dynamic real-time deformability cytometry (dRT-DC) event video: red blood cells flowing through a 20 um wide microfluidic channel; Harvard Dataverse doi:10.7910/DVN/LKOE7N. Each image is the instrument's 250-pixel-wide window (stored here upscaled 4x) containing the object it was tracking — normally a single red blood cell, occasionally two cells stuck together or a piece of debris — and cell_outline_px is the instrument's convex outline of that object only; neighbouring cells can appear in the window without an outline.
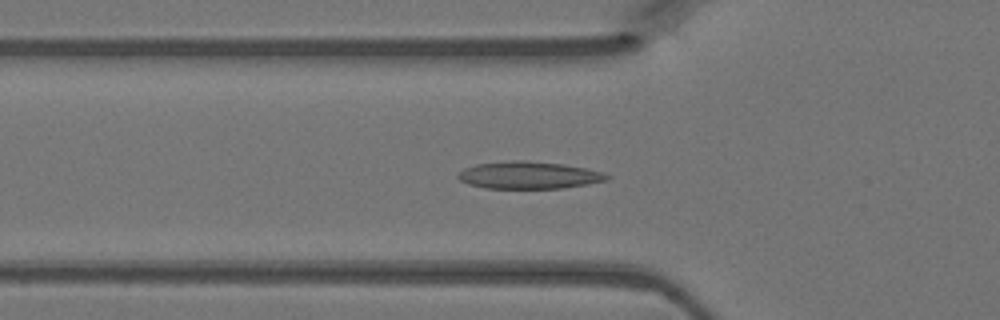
{"species": "Egyptian fruit bat (a non-hibernating species)", "species_latin": "Rousettus aegyptiacus", "temperature_condition": "warm", "stored_images_in_passage": 47, "camera_frame_rate_fps": 3000, "um_per_image_px": 0.085, "animal": {"sex": "female"}, "frame": {"image": 1, "passage_image": 15, "time_ms": 4.667, "image_size_px": [1000, 320], "cell_outline_px": [[612, 176], [608, 180], [588, 184], [560, 188], [484, 188], [468, 184], [460, 180], [456, 176], [464, 168], [476, 164], [512, 160], [524, 160], [564, 164], [604, 172]], "centroid_in_image_um": [44.96, 14.89], "position_along_channel_um": 80.8, "area_um2": 23.7}}
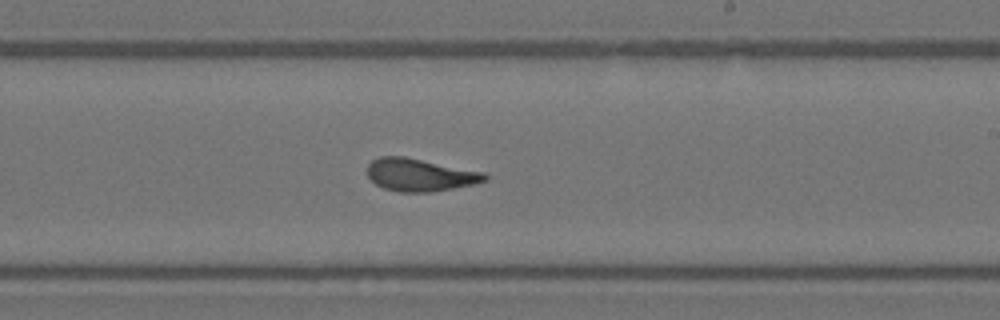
{"frame": {"image": 2, "passage_image": 27, "time_ms": 8.667, "image_size_px": [1000, 320], "cell_outline_px": [[488, 180], [476, 184], [432, 192], [400, 192], [384, 188], [376, 184], [368, 176], [368, 164], [372, 160], [380, 156], [404, 156], [484, 172], [488, 176]], "centroid_in_image_um": [35.72, 14.87], "position_along_channel_um": 253.3, "area_um2": 22.37}}
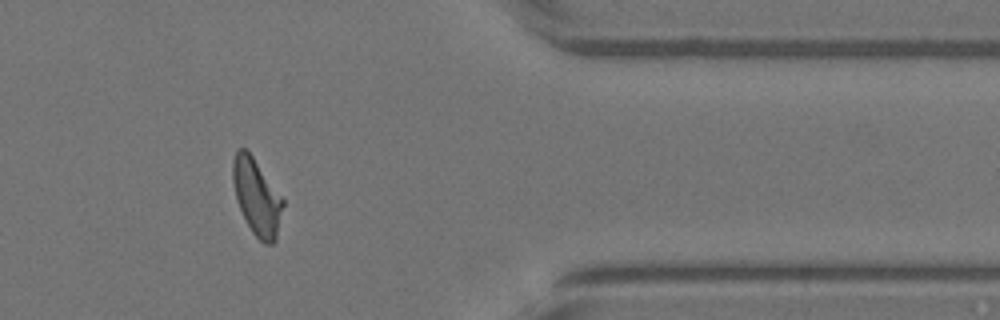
{"frame": {"image": 3, "passage_image": 38, "time_ms": 12.333, "image_size_px": [1000, 320], "cell_outline_px": [[284, 204], [276, 240], [272, 244], [264, 244], [252, 232], [236, 200], [232, 180], [232, 160], [236, 148], [244, 148], [252, 156], [284, 200]], "centroid_in_image_um": [21.81, 16.74], "position_along_channel_um": 389.6, "area_um2": 22.08}}